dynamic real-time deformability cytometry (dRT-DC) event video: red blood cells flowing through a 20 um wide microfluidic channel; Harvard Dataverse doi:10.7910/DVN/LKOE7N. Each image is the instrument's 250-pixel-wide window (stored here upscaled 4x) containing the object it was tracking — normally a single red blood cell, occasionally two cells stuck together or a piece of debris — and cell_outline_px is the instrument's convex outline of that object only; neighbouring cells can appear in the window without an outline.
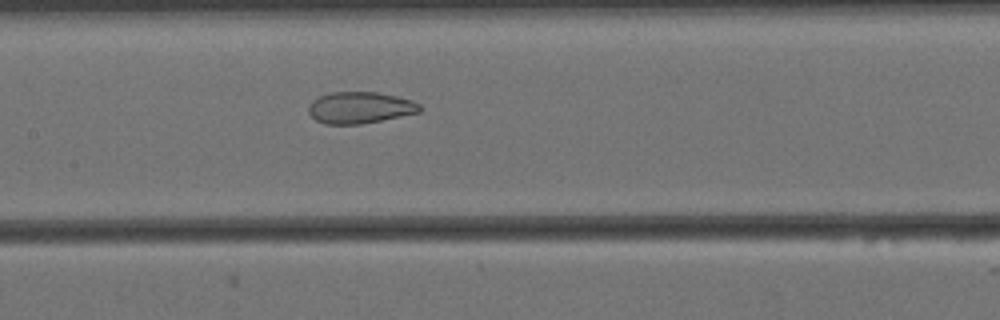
{"species": "Egyptian fruit bat (a non-hibernating species)", "species_latin": "Rousettus aegyptiacus", "temperature_condition": "cold", "stored_images_in_passage": 40, "camera_frame_rate_fps": 3000, "um_per_image_px": 0.085, "animal": {"sex": "female"}, "frame": {"image": 1, "passage_image": 14, "time_ms": 4.333, "image_size_px": [1000, 320], "cell_outline_px": [[420, 112], [360, 124], [324, 124], [316, 120], [308, 112], [308, 108], [312, 100], [320, 96], [332, 92], [376, 92], [396, 96], [412, 100], [420, 104]], "centroid_in_image_um": [30.57, 9.14], "position_along_channel_um": 176.8, "area_um2": 20.29}}
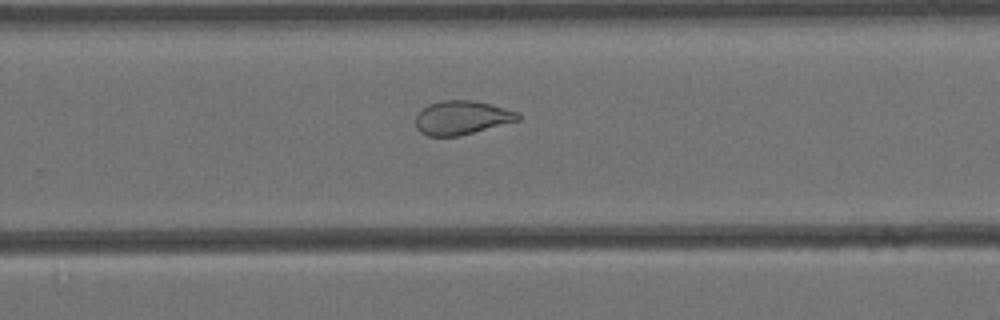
{"frame": {"image": 2, "passage_image": 24, "time_ms": 7.667, "image_size_px": [1000, 320], "cell_outline_px": [[520, 120], [460, 136], [428, 136], [420, 132], [416, 128], [416, 112], [428, 104], [440, 100], [472, 100], [520, 112]], "centroid_in_image_um": [39.22, 10.0], "position_along_channel_um": 290.6, "area_um2": 20.35}}
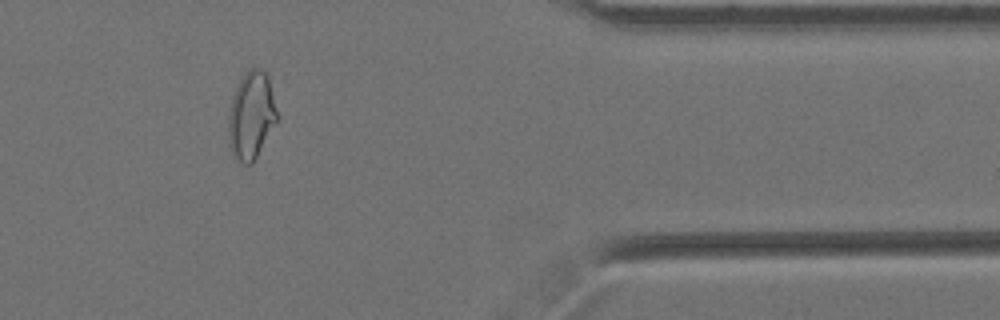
{"frame": {"image": 3, "passage_image": 35, "time_ms": 11.333, "image_size_px": [1000, 320], "cell_outline_px": [[280, 116], [252, 164], [244, 164], [232, 152], [228, 144], [228, 112], [232, 96], [244, 72], [248, 68], [260, 68], [268, 76]], "centroid_in_image_um": [21.37, 9.78], "position_along_channel_um": 390.0, "area_um2": 25.09}, "authors_computed_cell_mechanics": {"area_um2": 21.9929, "velocity_mm_per_s": 3.436, "shape_relaxation_time_tau1_ms": null, "shape_relaxation_time_tau2_ms": 1.6532, "deformation_change_tau1": null, "deformation_change_tau2": 0.0803}}